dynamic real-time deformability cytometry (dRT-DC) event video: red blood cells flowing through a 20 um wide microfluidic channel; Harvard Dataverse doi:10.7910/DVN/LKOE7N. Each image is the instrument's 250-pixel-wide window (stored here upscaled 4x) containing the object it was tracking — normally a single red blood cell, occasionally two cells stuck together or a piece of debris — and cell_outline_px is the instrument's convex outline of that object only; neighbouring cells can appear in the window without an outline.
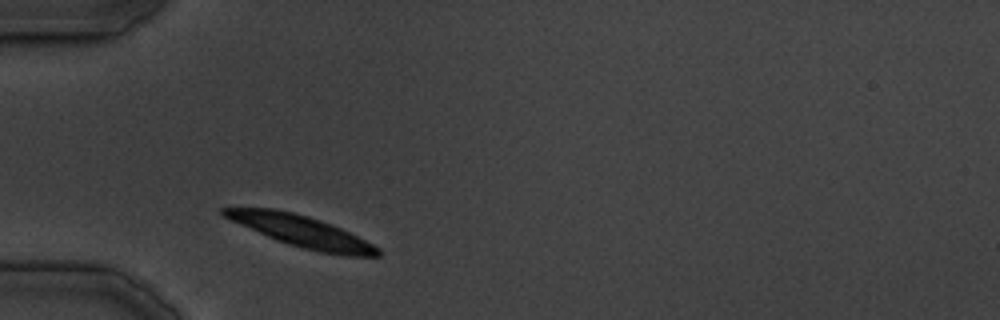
{"species": "common noctule bat (a hibernating species)", "species_latin": "Nyctalus noctula", "temperature_condition": "cold", "stored_images_in_passage": 20, "camera_frame_rate_fps": 3000, "um_per_image_px": 0.085, "animal": {"sex": "male", "body_mass_g": 19.5, "forearm_length_mm": 54.6}, "frame": {"image": 1, "passage_image": 1, "time_ms": 0.0, "image_size_px": [1000, 320], "cell_outline_px": [[380, 256], [344, 256], [320, 252], [288, 244], [276, 240], [240, 224], [224, 216], [220, 212], [220, 208], [272, 208], [292, 212], [340, 228], [380, 248]], "centroid_in_image_um": [25.62, 19.68], "position_along_channel_um": 59.4, "area_um2": 27.34}}